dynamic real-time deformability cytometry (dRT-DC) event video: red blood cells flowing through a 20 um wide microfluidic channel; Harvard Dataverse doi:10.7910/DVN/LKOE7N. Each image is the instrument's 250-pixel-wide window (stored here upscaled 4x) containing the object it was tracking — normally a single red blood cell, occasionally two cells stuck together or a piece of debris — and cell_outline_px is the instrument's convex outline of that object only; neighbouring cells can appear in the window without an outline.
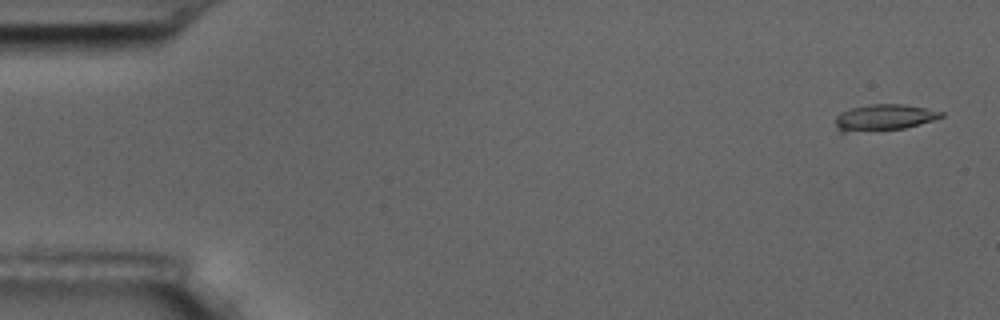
{"species": "common noctule bat (a hibernating species)", "species_latin": "Nyctalus noctula", "temperature_condition": "room temperature", "stored_images_in_passage": 36, "camera_frame_rate_fps": 3000, "um_per_image_px": 0.085, "animal": {"sex": "male", "body_mass_g": 17.5, "forearm_length_mm": 52.3}, "frame": {"image": 1, "passage_image": 2, "time_ms": 0.333, "image_size_px": [1000, 320], "cell_outline_px": [[944, 116], [920, 124], [904, 128], [844, 132], [840, 132], [836, 128], [836, 116], [840, 112], [852, 108], [868, 104], [900, 104], [924, 108], [944, 112]], "centroid_in_image_um": [75.11, 9.97], "position_along_channel_um": 9.9, "area_um2": 15.9}}
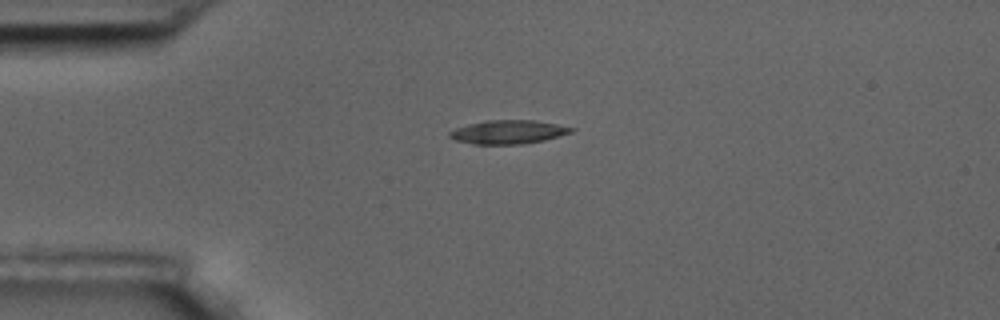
{"frame": {"image": 2, "passage_image": 14, "time_ms": 4.333, "image_size_px": [1000, 320], "cell_outline_px": [[576, 128], [572, 132], [544, 140], [520, 144], [472, 144], [456, 140], [448, 136], [448, 132], [456, 128], [468, 124], [484, 120], [536, 120]], "centroid_in_image_um": [43.18, 11.21], "position_along_channel_um": 41.8, "area_um2": 16.76}}
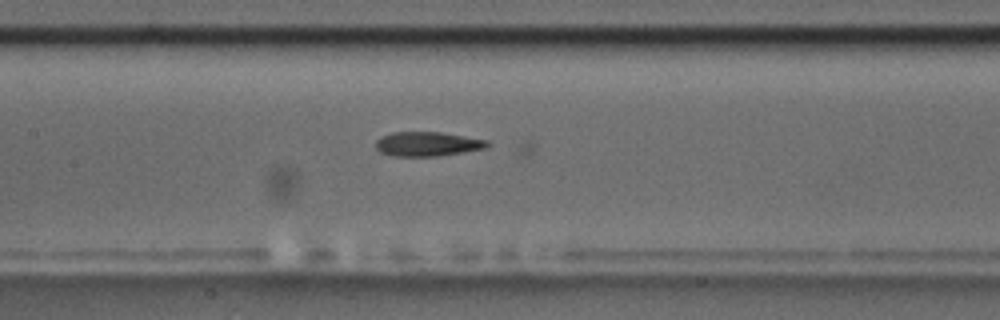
{"frame": {"image": 3, "passage_image": 27, "time_ms": 8.667, "image_size_px": [1000, 320], "cell_outline_px": [[492, 144], [488, 148], [440, 156], [396, 156], [380, 152], [376, 148], [376, 140], [380, 136], [392, 132], [440, 132], [488, 140]], "centroid_in_image_um": [36.37, 12.24], "position_along_channel_um": 171.0, "area_um2": 16.01}}